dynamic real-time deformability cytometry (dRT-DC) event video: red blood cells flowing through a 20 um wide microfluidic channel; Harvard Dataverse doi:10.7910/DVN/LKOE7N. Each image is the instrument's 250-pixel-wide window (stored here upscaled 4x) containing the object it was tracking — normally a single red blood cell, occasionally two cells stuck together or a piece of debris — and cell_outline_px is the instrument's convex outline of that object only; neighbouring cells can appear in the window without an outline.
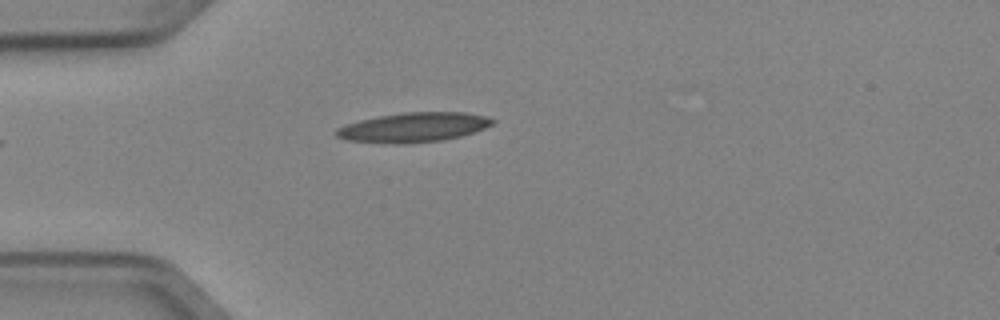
{"species": "Egyptian fruit bat (a non-hibernating species)", "species_latin": "Rousettus aegyptiacus", "temperature_condition": "cold", "stored_images_in_passage": 5, "camera_frame_rate_fps": 3000, "um_per_image_px": 0.085, "animal": {"sex": "female"}, "frame": {"image": 1, "passage_image": 5, "time_ms": 1.333, "image_size_px": [1000, 320], "cell_outline_px": [[496, 120], [492, 124], [484, 128], [460, 136], [440, 140], [348, 140], [336, 136], [336, 128], [360, 120], [380, 116], [404, 112], [464, 112], [488, 116]], "centroid_in_image_um": [35.26, 10.75], "position_along_channel_um": 49.7, "area_um2": 25.2}}